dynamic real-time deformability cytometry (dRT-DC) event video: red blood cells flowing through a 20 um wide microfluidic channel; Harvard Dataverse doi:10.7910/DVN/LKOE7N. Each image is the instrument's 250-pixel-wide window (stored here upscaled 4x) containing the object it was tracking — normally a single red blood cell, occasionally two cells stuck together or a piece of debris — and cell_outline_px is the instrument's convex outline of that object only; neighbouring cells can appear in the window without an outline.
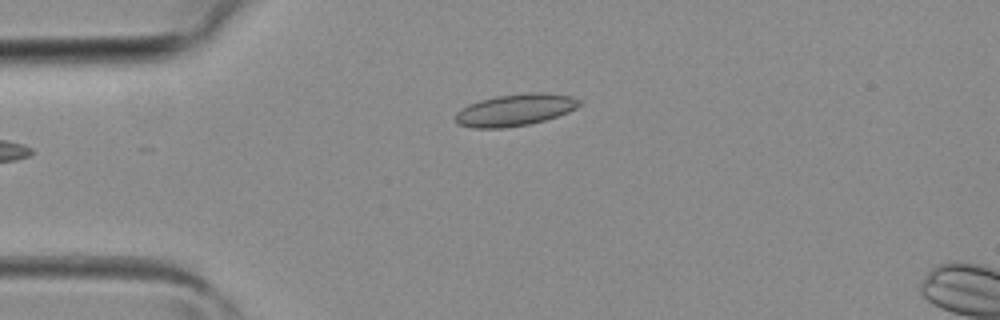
{"species": "common noctule bat (a hibernating species)", "species_latin": "Nyctalus noctula", "temperature_condition": "room temperature", "stored_images_in_passage": 2, "camera_frame_rate_fps": 3000, "um_per_image_px": 0.085, "animal": {"sex": "female", "body_mass_g": 19.3, "forearm_length_mm": 54.1}, "frame": {"image": 1, "passage_image": 1, "time_ms": 0.0, "image_size_px": [1000, 320], "cell_outline_px": [[580, 104], [576, 108], [568, 112], [544, 120], [528, 124], [504, 128], [472, 128], [460, 124], [456, 120], [456, 112], [460, 108], [468, 104], [480, 100], [496, 96], [528, 92], [544, 92], [572, 96], [580, 100]], "centroid_in_image_um": [43.78, 9.33], "position_along_channel_um": 41.2, "area_um2": 23.0}}